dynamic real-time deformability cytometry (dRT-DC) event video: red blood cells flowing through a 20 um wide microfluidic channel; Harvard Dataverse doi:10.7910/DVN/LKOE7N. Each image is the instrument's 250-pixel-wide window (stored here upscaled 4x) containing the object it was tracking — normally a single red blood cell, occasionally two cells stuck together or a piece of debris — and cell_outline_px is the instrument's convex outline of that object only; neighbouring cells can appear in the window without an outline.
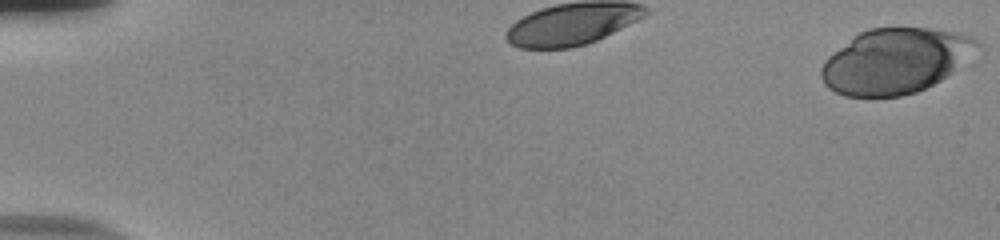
{"species": "human", "species_latin": "Homo sapiens", "temperature_condition": "room temperature", "stored_images_in_passage": 35, "camera_frame_rate_fps": 3000, "um_per_image_px": 0.085, "donor": {"sex": "male"}, "frame": {"image": 1, "passage_image": 1, "time_ms": 0.0, "image_size_px": [1000, 240], "cell_outline_px": [[984, 56], [940, 80], [916, 92], [900, 96], [844, 96], [828, 88], [824, 84], [820, 76], [820, 68], [824, 60], [832, 52], [852, 36], [868, 28], [928, 28], [952, 32], [968, 36], [984, 44]], "centroid_in_image_um": [76.23, 5.17], "position_along_channel_um": 8.8, "area_um2": 60.63}}
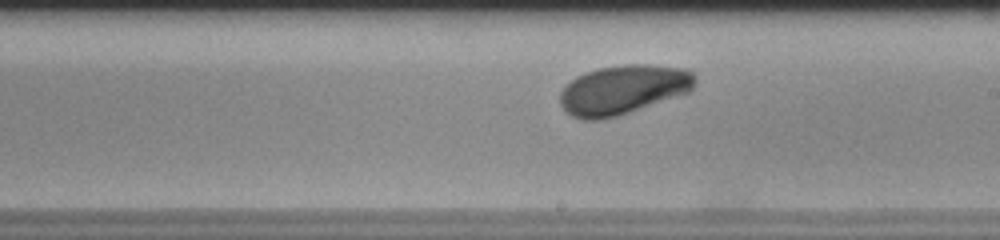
{"frame": {"image": 2, "passage_image": 22, "time_ms": 7.0, "image_size_px": [1000, 240], "cell_outline_px": [[696, 84], [688, 92], [616, 116], [600, 120], [584, 120], [572, 116], [564, 112], [560, 104], [560, 92], [564, 84], [576, 76], [584, 72], [600, 68], [628, 64], [648, 64], [688, 68], [696, 72]], "centroid_in_image_um": [52.95, 7.6], "position_along_channel_um": 236.1, "area_um2": 39.07}}
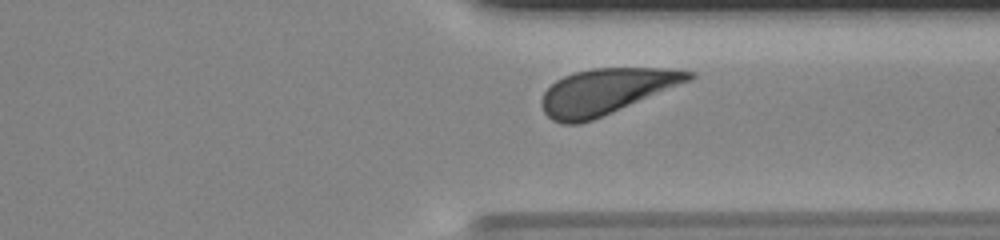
{"frame": {"image": 3, "passage_image": 32, "time_ms": 10.333, "image_size_px": [1000, 240], "cell_outline_px": [[696, 76], [688, 80], [592, 120], [580, 124], [564, 124], [552, 120], [544, 112], [540, 104], [540, 100], [544, 92], [556, 80], [564, 76], [576, 72], [592, 68], [672, 68], [696, 72]], "centroid_in_image_um": [51.45, 7.76], "position_along_channel_um": 360.0, "area_um2": 38.49}, "authors_computed_cell_mechanics": {"area_um2": 38.3214, "velocity_mm_per_s": 3.7035, "shape_relaxation_time_tau1_ms": 2.5201, "shape_relaxation_time_tau2_ms": null, "deformation_change_tau1": 0.1271, "deformation_change_tau2": null}}